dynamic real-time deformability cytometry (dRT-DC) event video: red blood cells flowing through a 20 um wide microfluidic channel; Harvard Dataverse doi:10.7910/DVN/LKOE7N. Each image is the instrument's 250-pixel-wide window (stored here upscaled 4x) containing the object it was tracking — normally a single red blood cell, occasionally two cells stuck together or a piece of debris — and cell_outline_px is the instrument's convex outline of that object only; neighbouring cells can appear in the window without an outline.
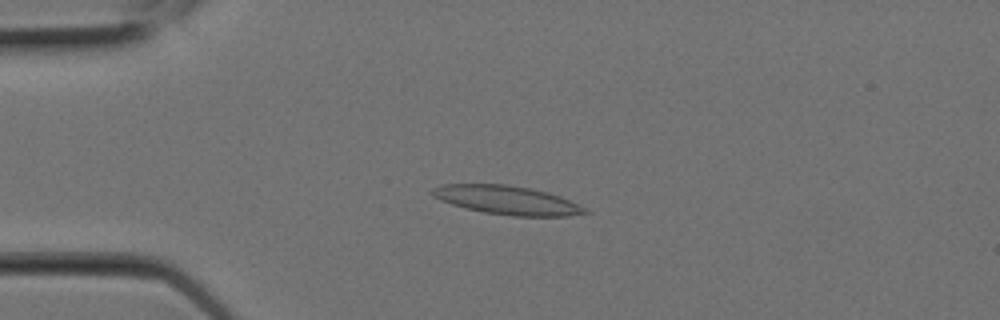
{"species": "Egyptian fruit bat (a non-hibernating species)", "species_latin": "Rousettus aegyptiacus", "temperature_condition": "room temperature", "stored_images_in_passage": 5, "camera_frame_rate_fps": 3000, "um_per_image_px": 0.085, "animal": {"sex": "female"}, "frame": {"image": 1, "passage_image": 4, "time_ms": 1.0, "image_size_px": [1000, 320], "cell_outline_px": [[592, 212], [568, 216], [512, 216], [484, 212], [464, 208], [440, 200], [432, 196], [432, 188], [440, 184], [508, 184], [532, 188], [548, 192], [560, 196]], "centroid_in_image_um": [43.07, 17.0], "position_along_channel_um": 41.9, "area_um2": 25.61}}